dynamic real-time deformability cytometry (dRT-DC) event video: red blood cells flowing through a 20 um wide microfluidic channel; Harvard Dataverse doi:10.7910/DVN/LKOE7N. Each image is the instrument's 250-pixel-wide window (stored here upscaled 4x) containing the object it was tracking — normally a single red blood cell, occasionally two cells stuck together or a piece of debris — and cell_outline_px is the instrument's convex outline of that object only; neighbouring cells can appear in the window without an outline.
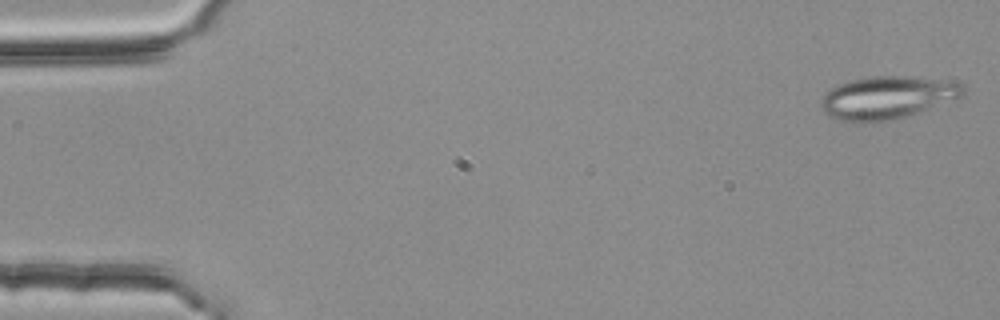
{"species": "common noctule bat (a hibernating species)", "species_latin": "Nyctalus noctula", "temperature_condition": "room temperature", "stored_images_in_passage": 53, "camera_frame_rate_fps": 3000, "um_per_image_px": 0.085, "animal": {"sex": "female", "body_mass_g": 25.1}, "frame": {"image": 1, "passage_image": 1, "time_ms": 0.0, "image_size_px": [1000, 320], "cell_outline_px": [[964, 92], [960, 96], [916, 112], [904, 116], [888, 120], [860, 124], [856, 124], [840, 120], [828, 116], [820, 108], [820, 100], [824, 92], [836, 84], [852, 80], [872, 76], [908, 76], [956, 80], [964, 84]], "centroid_in_image_um": [75.33, 8.28], "position_along_channel_um": 9.7, "area_um2": 35.66}}
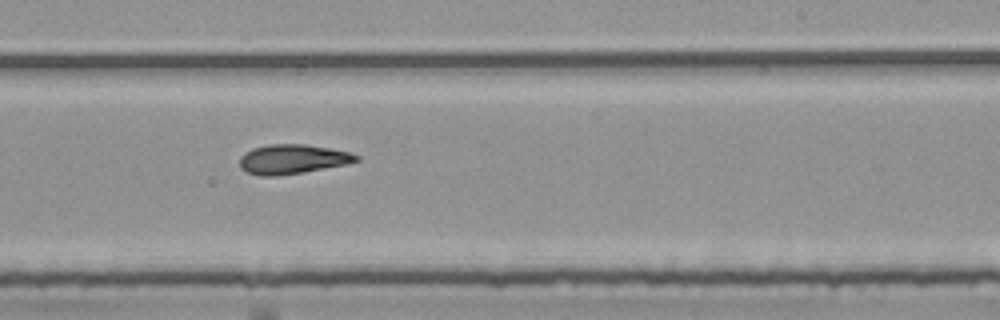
{"frame": {"image": 2, "passage_image": 32, "time_ms": 10.333, "image_size_px": [1000, 320], "cell_outline_px": [[360, 160], [348, 164], [304, 172], [276, 176], [260, 176], [248, 172], [240, 168], [240, 156], [244, 152], [252, 148], [268, 144], [304, 144], [328, 148], [348, 152], [360, 156]], "centroid_in_image_um": [24.85, 13.53], "position_along_channel_um": 264.2, "area_um2": 20.11}}
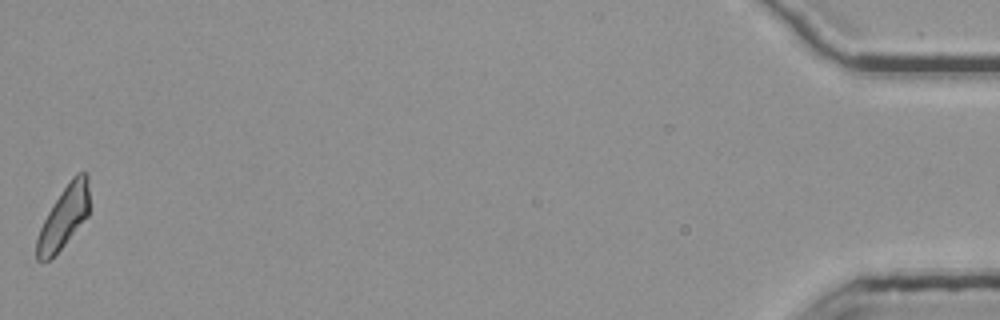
{"frame": {"image": 3, "passage_image": 53, "time_ms": 17.333, "image_size_px": [1000, 320], "cell_outline_px": [[88, 216], [64, 244], [48, 260], [36, 260], [36, 240], [40, 228], [48, 212], [72, 176], [76, 172], [88, 172]], "centroid_in_image_um": [5.42, 18.43], "position_along_channel_um": 429.8, "area_um2": 18.5}}